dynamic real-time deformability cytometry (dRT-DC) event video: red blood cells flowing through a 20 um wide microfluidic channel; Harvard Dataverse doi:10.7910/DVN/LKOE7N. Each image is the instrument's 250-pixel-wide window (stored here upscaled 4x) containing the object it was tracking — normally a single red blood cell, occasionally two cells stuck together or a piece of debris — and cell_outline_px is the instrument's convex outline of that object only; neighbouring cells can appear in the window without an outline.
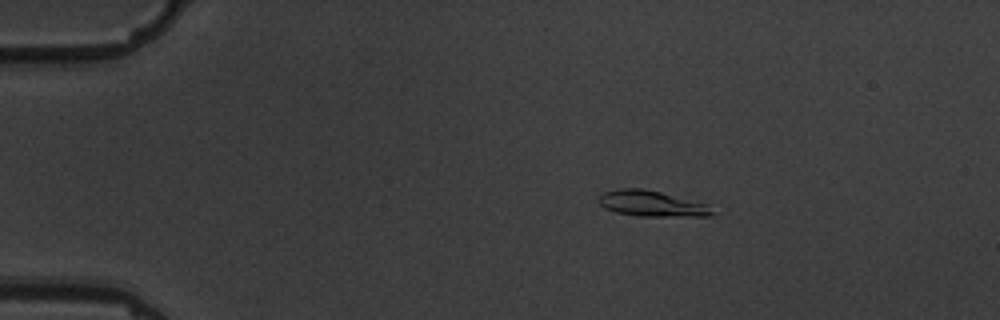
{"species": "common noctule bat (a hibernating species)", "species_latin": "Nyctalus noctula", "temperature_condition": "warm", "stored_images_in_passage": 3, "camera_frame_rate_fps": 3000, "um_per_image_px": 0.085, "animal": {"sex": "male", "body_mass_g": 19.5, "forearm_length_mm": 54.6}, "frame": {"image": 1, "passage_image": 1, "time_ms": 0.0, "image_size_px": [1000, 320], "cell_outline_px": [[712, 216], [640, 216], [616, 212], [604, 208], [600, 204], [600, 196], [604, 192], [620, 188], [640, 188], [660, 192], [704, 204], [712, 212]], "centroid_in_image_um": [55.32, 17.31], "position_along_channel_um": 29.7, "area_um2": 16.47}}